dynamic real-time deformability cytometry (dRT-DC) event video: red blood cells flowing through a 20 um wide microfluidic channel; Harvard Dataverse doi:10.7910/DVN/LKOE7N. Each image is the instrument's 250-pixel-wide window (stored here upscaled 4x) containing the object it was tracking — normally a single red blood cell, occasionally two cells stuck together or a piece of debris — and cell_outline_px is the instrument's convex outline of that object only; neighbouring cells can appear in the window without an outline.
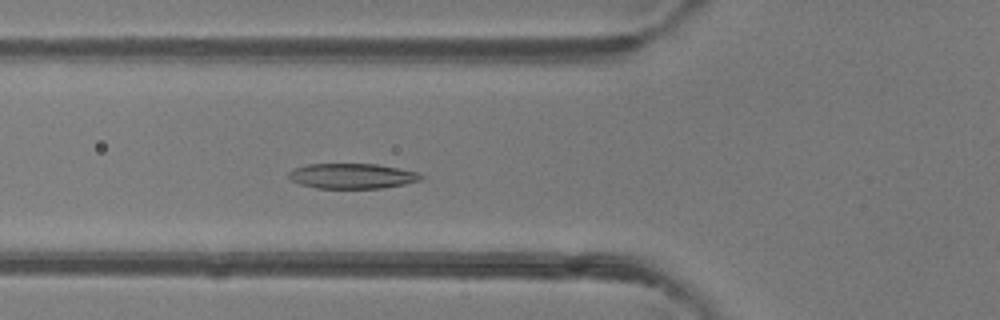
{"species": "common noctule bat (a hibernating species)", "species_latin": "Nyctalus noctula", "temperature_condition": "room temperature", "stored_images_in_passage": 50, "camera_frame_rate_fps": 3000, "um_per_image_px": 0.085, "animal": {"sex": "female"}, "frame": {"image": 1, "passage_image": 18, "time_ms": 5.667, "image_size_px": [1000, 320], "cell_outline_px": [[424, 176], [420, 180], [404, 184], [384, 188], [316, 188], [300, 184], [292, 180], [288, 176], [288, 172], [292, 168], [308, 164], [376, 164], [420, 172]], "centroid_in_image_um": [29.93, 14.96], "position_along_channel_um": 95.9, "area_um2": 19.48}}
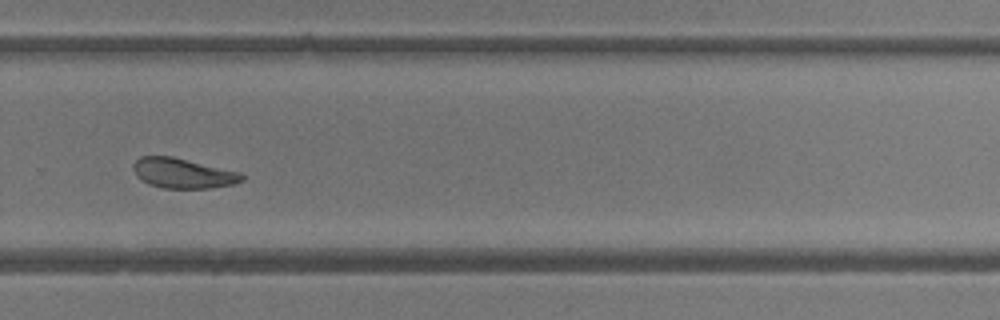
{"frame": {"image": 2, "passage_image": 34, "time_ms": 11.0, "image_size_px": [1000, 320], "cell_outline_px": [[244, 180], [236, 184], [212, 188], [164, 188], [148, 184], [140, 180], [136, 176], [132, 168], [132, 164], [140, 156], [172, 156], [240, 172], [244, 176]], "centroid_in_image_um": [15.54, 14.73], "position_along_channel_um": 314.3, "area_um2": 19.19}}
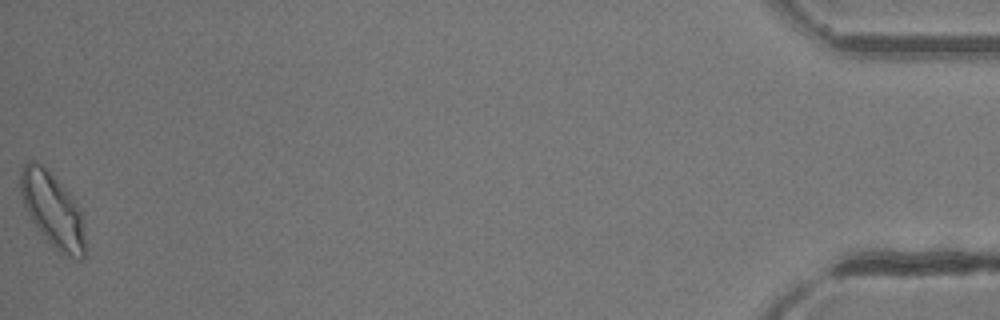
{"frame": {"image": 3, "passage_image": 50, "time_ms": 16.333, "image_size_px": [1000, 320], "cell_outline_px": [[84, 256], [80, 260], [76, 260], [60, 252], [48, 240], [32, 220], [24, 204], [20, 192], [20, 172], [24, 164], [28, 160], [36, 160], [68, 192], [80, 212], [84, 240]], "centroid_in_image_um": [4.44, 17.83], "position_along_channel_um": 430.8, "area_um2": 26.93}, "authors_computed_cell_mechanics": {"area_um2": 21.2415, "velocity_mm_per_s": 4.0921, "shape_relaxation_time_tau1_ms": 2.6946, "shape_relaxation_time_tau2_ms": 2.7789, "deformation_change_tau1": 0.1156, "deformation_change_tau2": 0.0892}}